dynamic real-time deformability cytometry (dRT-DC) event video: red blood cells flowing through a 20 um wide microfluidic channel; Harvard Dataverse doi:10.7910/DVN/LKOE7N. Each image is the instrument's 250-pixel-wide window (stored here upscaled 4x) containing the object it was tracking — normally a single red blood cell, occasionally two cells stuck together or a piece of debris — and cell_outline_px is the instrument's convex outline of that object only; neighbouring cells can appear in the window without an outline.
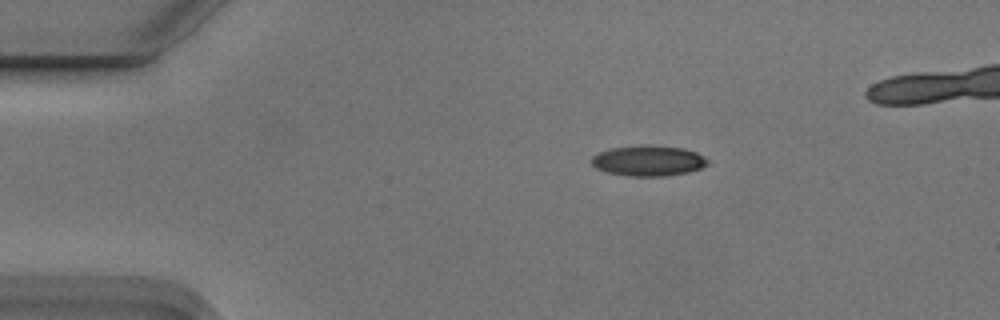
{"species": "Egyptian fruit bat (a non-hibernating species)", "species_latin": "Rousettus aegyptiacus", "temperature_condition": "cold", "stored_images_in_passage": 5, "camera_frame_rate_fps": 3000, "um_per_image_px": 0.085, "animal": {"sex": "male"}, "frame": {"image": 1, "passage_image": 2, "time_ms": 0.333, "image_size_px": [1000, 320], "cell_outline_px": [[708, 164], [700, 168], [688, 172], [664, 176], [628, 176], [608, 172], [596, 168], [592, 164], [592, 156], [600, 152], [612, 148], [644, 144], [684, 148], [696, 152], [704, 156], [708, 160]], "centroid_in_image_um": [55.12, 13.65], "position_along_channel_um": 29.9, "area_um2": 20.63}}
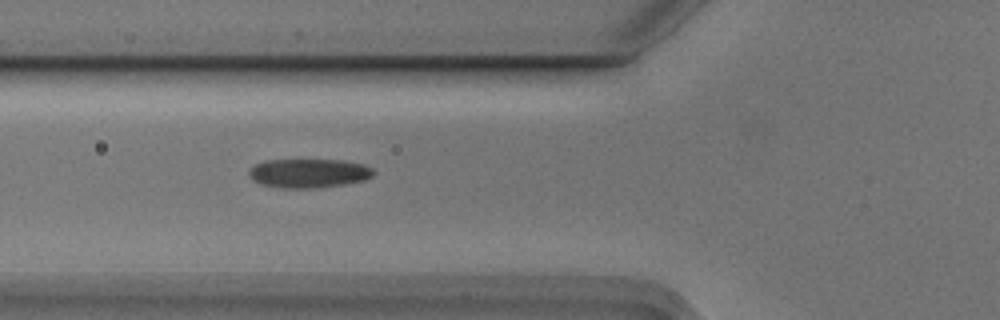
{"frame": {"image": 2, "passage_image": 5, "time_ms": 1.333, "image_size_px": [1000, 320], "cell_outline_px": [[376, 172], [372, 176], [364, 180], [344, 184], [316, 188], [284, 188], [260, 184], [252, 180], [248, 176], [248, 168], [264, 160], [344, 160], [364, 164], [372, 168]], "centroid_in_image_um": [26.22, 14.72], "position_along_channel_um": 99.6, "area_um2": 21.27}}